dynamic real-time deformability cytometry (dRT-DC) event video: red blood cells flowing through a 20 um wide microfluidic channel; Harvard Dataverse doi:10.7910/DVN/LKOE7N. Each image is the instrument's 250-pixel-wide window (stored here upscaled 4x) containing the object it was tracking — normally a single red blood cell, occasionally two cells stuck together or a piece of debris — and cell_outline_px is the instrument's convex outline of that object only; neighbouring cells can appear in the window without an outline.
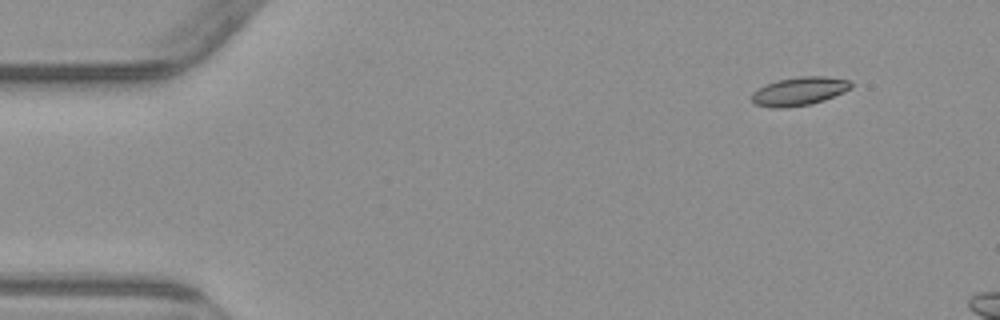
{"species": "common noctule bat (a hibernating species)", "species_latin": "Nyctalus noctula", "temperature_condition": "warm", "stored_images_in_passage": 4, "camera_frame_rate_fps": 3000, "um_per_image_px": 0.085, "animal": {"sex": "male", "body_mass_g": 23.1, "forearm_length_mm": 52.7}, "frame": {"image": 1, "passage_image": 2, "time_ms": 1.333, "image_size_px": [1000, 320], "cell_outline_px": [[852, 88], [844, 92], [824, 100], [812, 104], [784, 108], [772, 108], [756, 104], [752, 100], [752, 92], [756, 88], [764, 84], [776, 80], [800, 76], [824, 76], [848, 80], [852, 84]], "centroid_in_image_um": [67.91, 7.75], "position_along_channel_um": 17.1, "area_um2": 16.65}}